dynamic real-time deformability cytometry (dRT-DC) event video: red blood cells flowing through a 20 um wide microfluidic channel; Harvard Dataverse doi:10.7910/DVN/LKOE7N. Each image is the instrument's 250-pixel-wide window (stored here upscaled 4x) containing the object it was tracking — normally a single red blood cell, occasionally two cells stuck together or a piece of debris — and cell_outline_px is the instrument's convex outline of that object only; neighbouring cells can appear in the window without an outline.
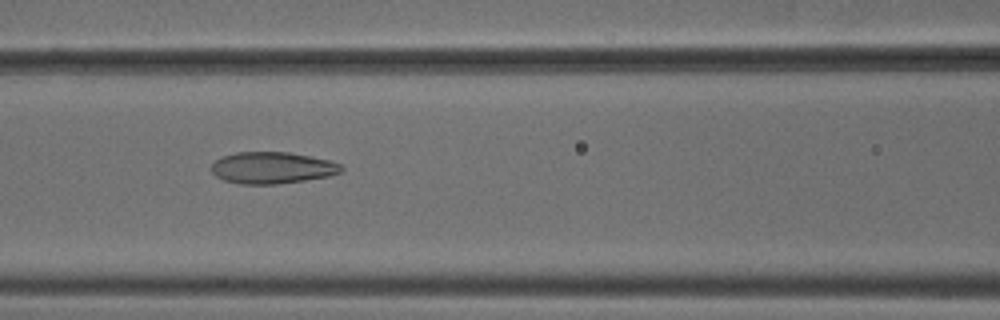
{"species": "common noctule bat (a hibernating species)", "species_latin": "Nyctalus noctula", "temperature_condition": "cold", "stored_images_in_passage": 53, "camera_frame_rate_fps": 3000, "um_per_image_px": 0.085, "animal": {"sex": "male", "body_mass_g": 18.8}, "frame": {"image": 1, "passage_image": 23, "time_ms": 7.333, "image_size_px": [1000, 320], "cell_outline_px": [[344, 168], [340, 172], [328, 176], [304, 180], [276, 184], [240, 184], [224, 180], [216, 176], [212, 172], [212, 164], [216, 160], [224, 156], [236, 152], [288, 152], [328, 160], [340, 164]], "centroid_in_image_um": [23.12, 14.26], "position_along_channel_um": 143.5, "area_um2": 23.7}}
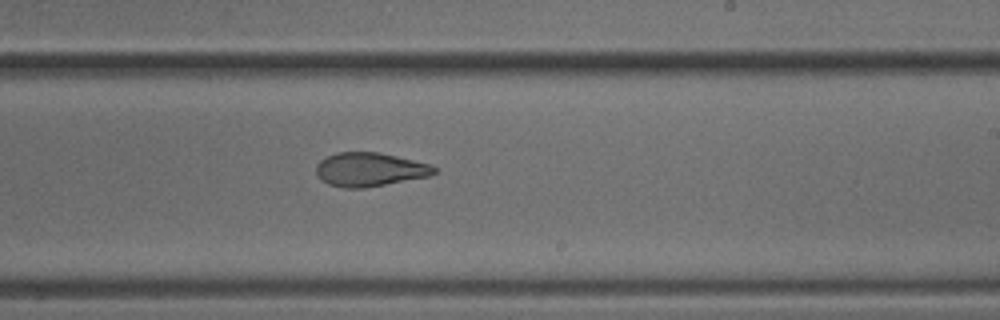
{"frame": {"image": 2, "passage_image": 32, "time_ms": 10.333, "image_size_px": [1000, 320], "cell_outline_px": [[436, 172], [428, 176], [364, 188], [344, 188], [328, 184], [316, 172], [316, 164], [320, 160], [336, 152], [380, 152], [432, 164], [436, 168]], "centroid_in_image_um": [31.43, 14.39], "position_along_channel_um": 257.6, "area_um2": 23.12}}
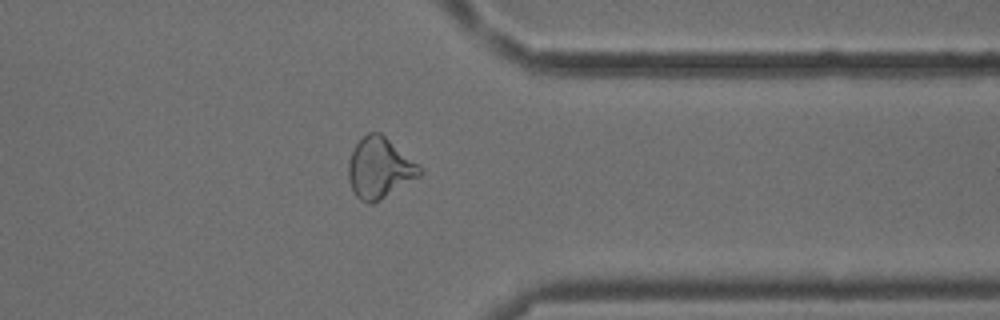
{"frame": {"image": 3, "passage_image": 42, "time_ms": 13.667, "image_size_px": [1000, 320], "cell_outline_px": [[424, 172], [420, 176], [380, 200], [372, 204], [368, 204], [360, 200], [356, 196], [352, 188], [348, 176], [348, 160], [356, 144], [368, 132], [380, 132], [420, 164]], "centroid_in_image_um": [32.29, 14.28], "position_along_channel_um": 379.1, "area_um2": 25.32}, "authors_computed_cell_mechanics": {"area_um2": 25.3742, "velocity_mm_per_s": 3.8043, "shape_relaxation_time_tau1_ms": 5.8463, "shape_relaxation_time_tau2_ms": 1.7661, "deformation_change_tau1": 0.1578, "deformation_change_tau2": 0.0913}}